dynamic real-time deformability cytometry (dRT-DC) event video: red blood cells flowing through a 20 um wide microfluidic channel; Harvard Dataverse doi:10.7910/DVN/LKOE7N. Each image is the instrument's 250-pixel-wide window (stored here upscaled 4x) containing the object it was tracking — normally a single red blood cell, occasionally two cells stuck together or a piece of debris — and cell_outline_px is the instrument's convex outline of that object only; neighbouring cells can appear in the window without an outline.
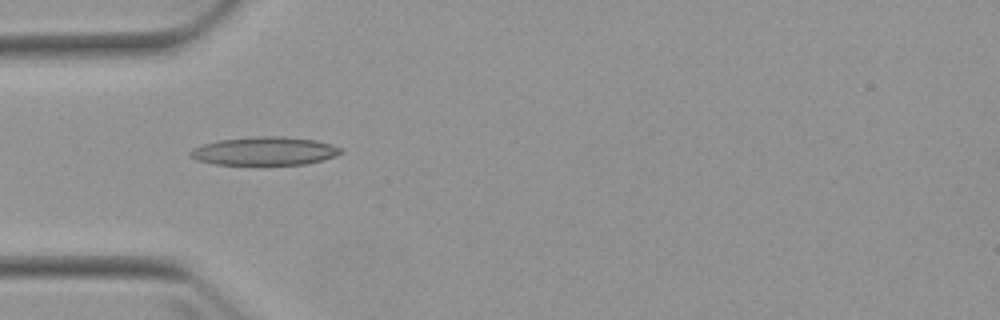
{"species": "Egyptian fruit bat (a non-hibernating species)", "species_latin": "Rousettus aegyptiacus", "temperature_condition": "warm", "stored_images_in_passage": 6, "camera_frame_rate_fps": 3000, "um_per_image_px": 0.085, "animal": {"sex": "female"}, "frame": {"image": 1, "passage_image": 5, "time_ms": 4.667, "image_size_px": [1000, 320], "cell_outline_px": [[344, 152], [336, 156], [324, 160], [308, 164], [216, 164], [196, 160], [188, 152], [192, 148], [204, 144], [220, 140], [256, 136], [284, 136], [316, 140], [332, 144], [340, 148]], "centroid_in_image_um": [22.54, 12.83], "position_along_channel_um": 62.5, "area_um2": 24.85}}
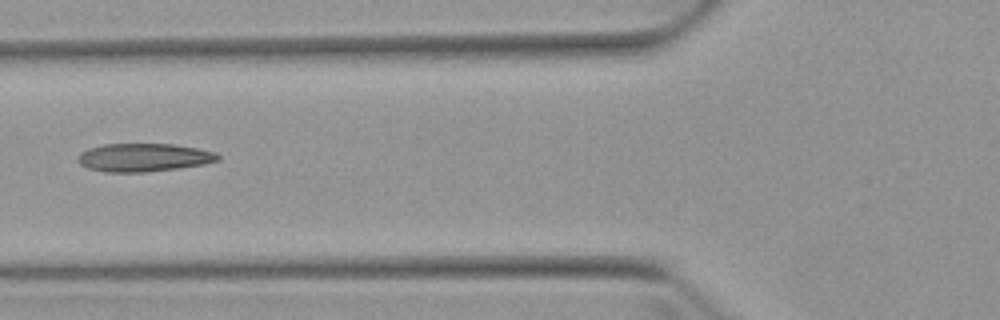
{"frame": {"image": 2, "passage_image": 6, "time_ms": 6.0, "image_size_px": [1000, 320], "cell_outline_px": [[220, 160], [204, 164], [180, 168], [148, 172], [104, 172], [88, 168], [80, 164], [76, 160], [76, 156], [80, 152], [88, 148], [104, 144], [172, 144], [196, 148], [216, 152], [220, 156]], "centroid_in_image_um": [12.19, 13.39], "position_along_channel_um": 113.6, "area_um2": 23.24}}